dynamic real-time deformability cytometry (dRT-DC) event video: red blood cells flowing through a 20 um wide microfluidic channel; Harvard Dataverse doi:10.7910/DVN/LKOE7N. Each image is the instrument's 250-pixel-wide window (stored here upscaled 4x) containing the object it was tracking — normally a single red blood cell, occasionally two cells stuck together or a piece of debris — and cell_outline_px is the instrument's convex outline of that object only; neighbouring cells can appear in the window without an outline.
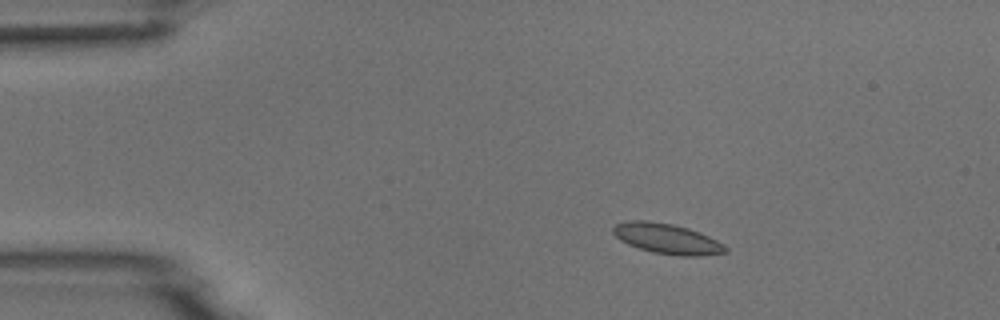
{"species": "common noctule bat (a hibernating species)", "species_latin": "Nyctalus noctula", "temperature_condition": "room temperature", "stored_images_in_passage": 4, "camera_frame_rate_fps": 3000, "um_per_image_px": 0.085, "animal": {"sex": "male", "body_mass_g": 18.8}, "frame": {"image": 1, "passage_image": 2, "time_ms": 2.0, "image_size_px": [1000, 320], "cell_outline_px": [[728, 252], [700, 256], [680, 256], [652, 252], [628, 244], [620, 240], [612, 232], [612, 228], [616, 224], [628, 220], [648, 220], [672, 224], [688, 228], [700, 232], [724, 244], [728, 248]], "centroid_in_image_um": [56.71, 20.29], "position_along_channel_um": 28.3, "area_um2": 19.88}}